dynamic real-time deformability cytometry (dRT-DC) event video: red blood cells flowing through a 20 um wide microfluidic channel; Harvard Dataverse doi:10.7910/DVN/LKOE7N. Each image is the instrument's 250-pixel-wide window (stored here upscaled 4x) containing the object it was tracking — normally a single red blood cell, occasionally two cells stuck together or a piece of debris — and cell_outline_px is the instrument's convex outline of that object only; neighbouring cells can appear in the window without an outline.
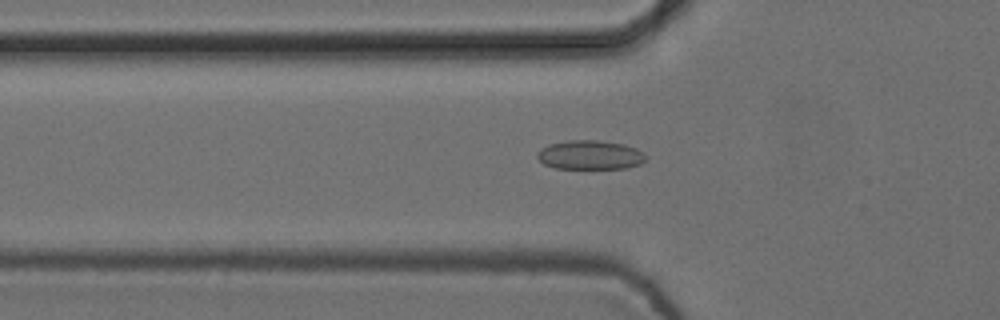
{"species": "common noctule bat (a hibernating species)", "species_latin": "Nyctalus noctula", "temperature_condition": "cold", "stored_images_in_passage": 49, "camera_frame_rate_fps": 3000, "um_per_image_px": 0.085, "animal": {"sex": "female", "body_mass_g": 24.6, "forearm_length_mm": 56.2}, "frame": {"image": 1, "passage_image": 19, "time_ms": 6.0, "image_size_px": [1000, 320], "cell_outline_px": [[648, 156], [640, 164], [628, 168], [556, 168], [544, 164], [536, 156], [536, 152], [540, 148], [552, 144], [568, 140], [600, 140], [624, 144], [636, 148], [644, 152]], "centroid_in_image_um": [50.18, 13.16], "position_along_channel_um": 75.6, "area_um2": 18.5}}
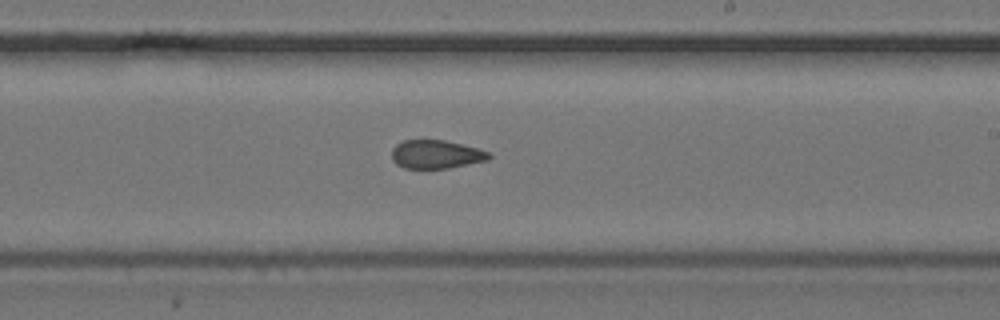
{"frame": {"image": 2, "passage_image": 33, "time_ms": 10.667, "image_size_px": [1000, 320], "cell_outline_px": [[492, 156], [488, 160], [448, 168], [404, 168], [396, 164], [392, 160], [392, 148], [396, 144], [404, 140], [444, 140], [476, 148], [488, 152]], "centroid_in_image_um": [37.03, 13.12], "position_along_channel_um": 252.0, "area_um2": 16.01}}
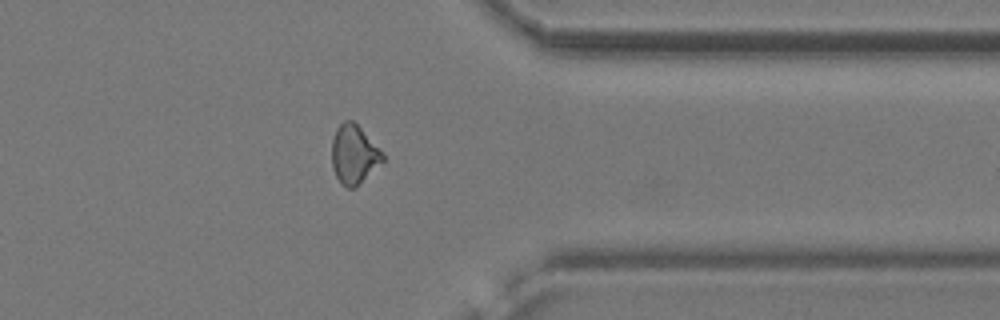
{"frame": {"image": 3, "passage_image": 44, "time_ms": 14.333, "image_size_px": [1000, 320], "cell_outline_px": [[384, 160], [356, 188], [348, 188], [340, 184], [332, 168], [332, 140], [336, 128], [344, 120], [352, 120], [384, 152]], "centroid_in_image_um": [30.08, 13.15], "position_along_channel_um": 381.3, "area_um2": 17.57}, "authors_computed_cell_mechanics": {"area_um2": 17.3978, "velocity_mm_per_s": 3.7581, "shape_relaxation_time_tau1_ms": null, "shape_relaxation_time_tau2_ms": 2.4318, "deformation_change_tau1": null, "deformation_change_tau2": 0.0781}}